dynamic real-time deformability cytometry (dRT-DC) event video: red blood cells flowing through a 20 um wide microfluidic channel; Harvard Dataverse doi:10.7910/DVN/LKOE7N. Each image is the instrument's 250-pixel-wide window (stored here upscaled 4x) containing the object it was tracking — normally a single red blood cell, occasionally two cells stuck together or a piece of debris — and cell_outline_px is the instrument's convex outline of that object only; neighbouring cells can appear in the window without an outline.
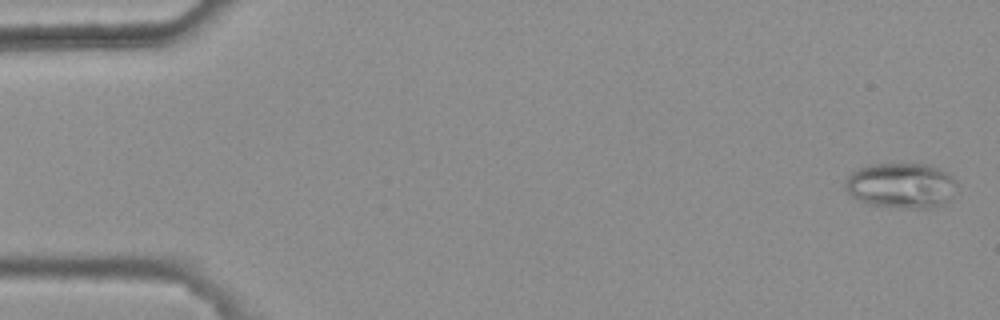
{"species": "common noctule bat (a hibernating species)", "species_latin": "Nyctalus noctula", "temperature_condition": "warm", "stored_images_in_passage": 4, "camera_frame_rate_fps": 3000, "um_per_image_px": 0.085, "animal": {"sex": "female", "body_mass_g": 25.1}, "frame": {"image": 1, "passage_image": 1, "time_ms": 0.0, "image_size_px": [1000, 320], "cell_outline_px": [[956, 184], [948, 196], [944, 200], [932, 208], [900, 208], [868, 204], [852, 196], [844, 188], [844, 180], [856, 168], [868, 164], [928, 164], [948, 172], [956, 180]], "centroid_in_image_um": [76.52, 15.74], "position_along_channel_um": 8.5, "area_um2": 29.3}}